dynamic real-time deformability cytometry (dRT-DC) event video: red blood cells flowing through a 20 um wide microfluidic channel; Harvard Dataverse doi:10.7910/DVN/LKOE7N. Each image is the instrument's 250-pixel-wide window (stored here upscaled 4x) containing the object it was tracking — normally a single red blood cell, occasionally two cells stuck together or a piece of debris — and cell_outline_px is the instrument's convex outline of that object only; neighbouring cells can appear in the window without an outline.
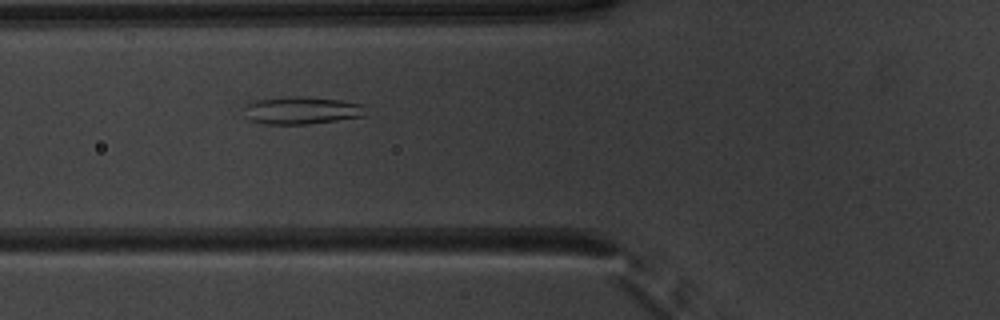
{"species": "common noctule bat (a hibernating species)", "species_latin": "Nyctalus noctula", "temperature_condition": "warm", "stored_images_in_passage": 49, "camera_frame_rate_fps": 3000, "um_per_image_px": 0.085, "animal": {"sex": "male", "body_mass_g": 20.1, "forearm_length_mm": 53.5}, "frame": {"image": 1, "passage_image": 17, "time_ms": 5.333, "image_size_px": [1000, 320], "cell_outline_px": [[364, 116], [308, 124], [264, 124], [248, 120], [240, 108], [244, 104], [252, 100], [284, 96], [308, 96], [340, 100], [364, 104]], "centroid_in_image_um": [25.52, 9.36], "position_along_channel_um": 100.3, "area_um2": 20.06}}
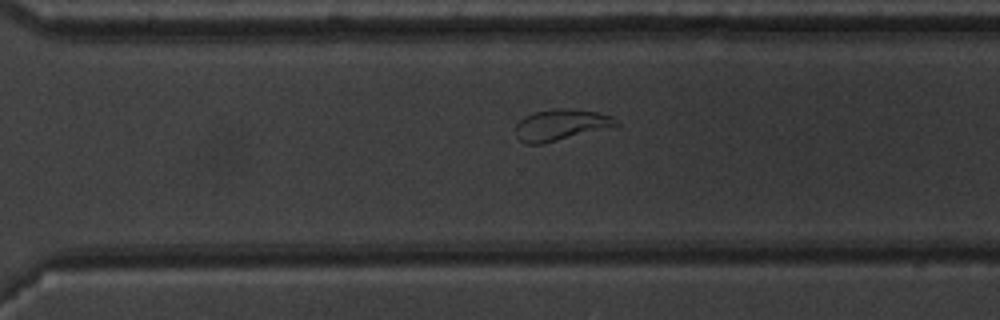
{"frame": {"image": 2, "passage_image": 34, "time_ms": 11.0, "image_size_px": [1000, 320], "cell_outline_px": [[620, 124], [616, 128], [544, 144], [524, 144], [516, 136], [516, 124], [524, 116], [536, 112], [556, 108], [572, 108], [596, 112], [612, 116]], "centroid_in_image_um": [47.74, 10.64], "position_along_channel_um": 322.9, "area_um2": 18.9}}
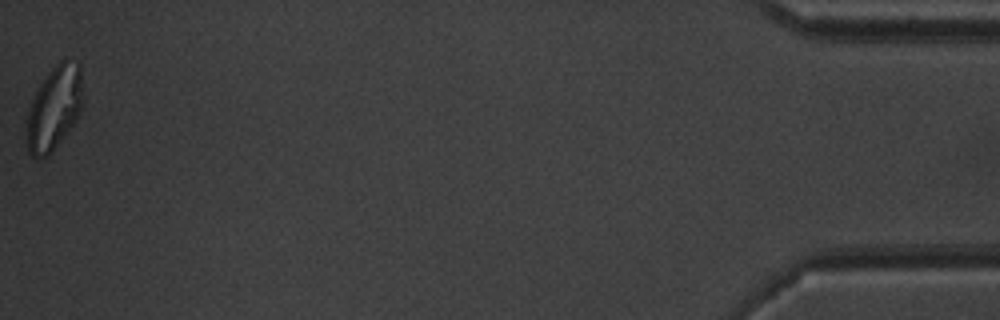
{"frame": {"image": 3, "passage_image": 49, "time_ms": 16.0, "image_size_px": [1000, 320], "cell_outline_px": [[84, 104], [76, 120], [52, 152], [48, 156], [36, 160], [28, 152], [28, 112], [32, 100], [40, 84], [48, 72], [60, 60], [80, 60], [84, 96]], "centroid_in_image_um": [4.67, 9.15], "position_along_channel_um": 430.5, "area_um2": 27.69}, "authors_computed_cell_mechanics": {"area_um2": 22.4842, "velocity_mm_per_s": 3.9275, "shape_relaxation_time_tau1_ms": 6.4929, "shape_relaxation_time_tau2_ms": 1.403, "deformation_change_tau1": 0.1747, "deformation_change_tau2": 0.0592}}